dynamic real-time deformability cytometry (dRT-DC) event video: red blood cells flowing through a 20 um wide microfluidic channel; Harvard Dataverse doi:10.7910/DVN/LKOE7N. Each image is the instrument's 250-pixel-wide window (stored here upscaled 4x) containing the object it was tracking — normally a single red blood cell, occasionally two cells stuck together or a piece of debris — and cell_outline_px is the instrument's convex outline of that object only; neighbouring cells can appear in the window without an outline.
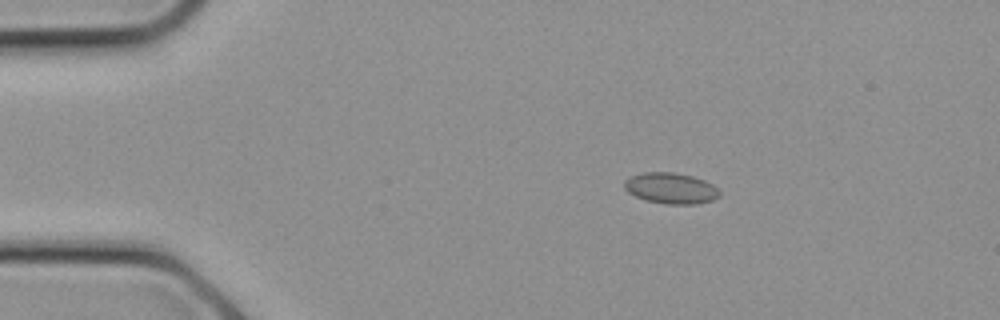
{"species": "common noctule bat (a hibernating species)", "species_latin": "Nyctalus noctula", "temperature_condition": "cold", "stored_images_in_passage": 13, "camera_frame_rate_fps": 3000, "um_per_image_px": 0.085, "animal": {"sex": "female", "body_mass_g": 21.9}, "frame": {"image": 1, "passage_image": 2, "time_ms": 0.333, "image_size_px": [1000, 320], "cell_outline_px": [[720, 196], [712, 200], [696, 204], [664, 204], [648, 200], [636, 196], [628, 192], [624, 188], [624, 180], [632, 176], [644, 172], [672, 172], [692, 176], [704, 180], [712, 184], [720, 192]], "centroid_in_image_um": [57.02, 16.0], "position_along_channel_um": 28.0, "area_um2": 17.05}}
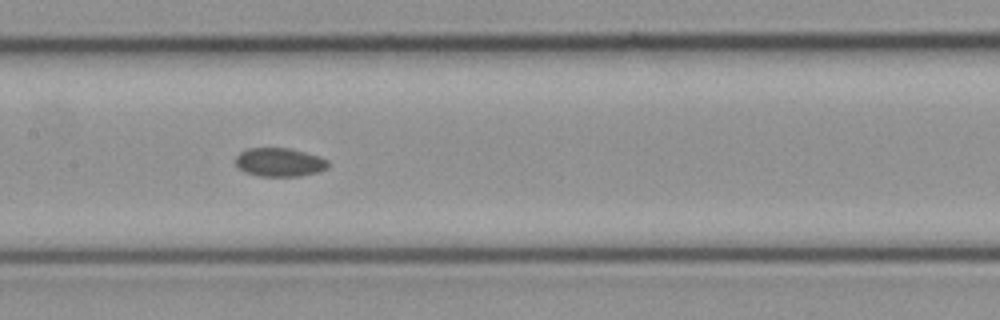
{"frame": {"image": 2, "passage_image": 10, "time_ms": 3.0, "image_size_px": [1000, 320], "cell_outline_px": [[332, 164], [328, 168], [320, 172], [300, 176], [260, 176], [244, 172], [236, 164], [236, 156], [240, 152], [248, 148], [288, 148], [320, 156], [328, 160]], "centroid_in_image_um": [23.81, 13.79], "position_along_channel_um": 183.6, "area_um2": 15.61}}
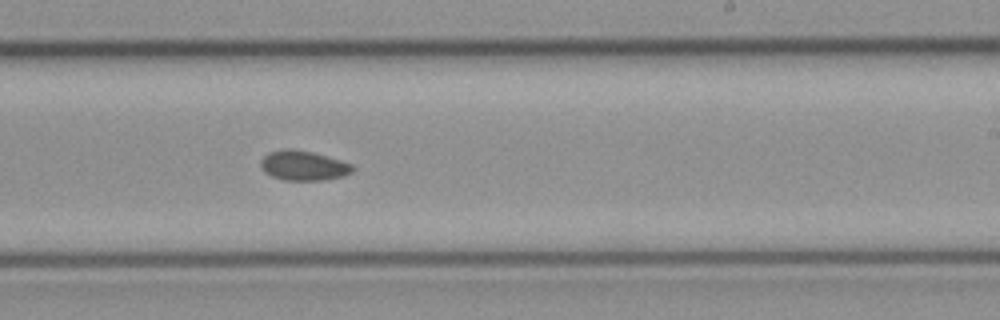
{"frame": {"image": 3, "passage_image": 13, "time_ms": 4.0, "image_size_px": [1000, 320], "cell_outline_px": [[356, 168], [352, 172], [344, 176], [324, 180], [284, 180], [272, 176], [264, 172], [260, 168], [260, 160], [268, 152], [284, 148], [292, 148], [312, 152], [340, 160], [352, 164]], "centroid_in_image_um": [25.78, 14.07], "position_along_channel_um": 263.2, "area_um2": 16.13}}